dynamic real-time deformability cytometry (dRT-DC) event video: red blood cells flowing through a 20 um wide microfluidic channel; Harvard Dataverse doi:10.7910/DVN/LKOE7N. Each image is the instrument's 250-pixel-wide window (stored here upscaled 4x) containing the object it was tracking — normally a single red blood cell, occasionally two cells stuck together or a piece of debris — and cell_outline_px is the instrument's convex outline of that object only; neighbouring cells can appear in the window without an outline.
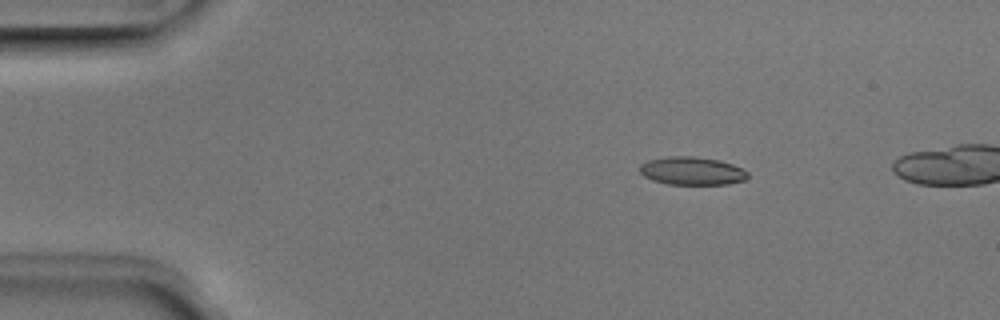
{"species": "Egyptian fruit bat (a non-hibernating species)", "species_latin": "Rousettus aegyptiacus", "temperature_condition": "room temperature", "stored_images_in_passage": 5, "camera_frame_rate_fps": 3000, "um_per_image_px": 0.085, "animal": {"sex": "male"}, "frame": {"image": 1, "passage_image": 2, "time_ms": 0.333, "image_size_px": [1000, 320], "cell_outline_px": [[748, 176], [744, 180], [728, 184], [668, 184], [652, 180], [644, 176], [640, 172], [640, 164], [648, 160], [668, 156], [696, 156], [720, 160], [732, 164], [748, 172]], "centroid_in_image_um": [58.8, 14.52], "position_along_channel_um": 26.2, "area_um2": 17.69}}